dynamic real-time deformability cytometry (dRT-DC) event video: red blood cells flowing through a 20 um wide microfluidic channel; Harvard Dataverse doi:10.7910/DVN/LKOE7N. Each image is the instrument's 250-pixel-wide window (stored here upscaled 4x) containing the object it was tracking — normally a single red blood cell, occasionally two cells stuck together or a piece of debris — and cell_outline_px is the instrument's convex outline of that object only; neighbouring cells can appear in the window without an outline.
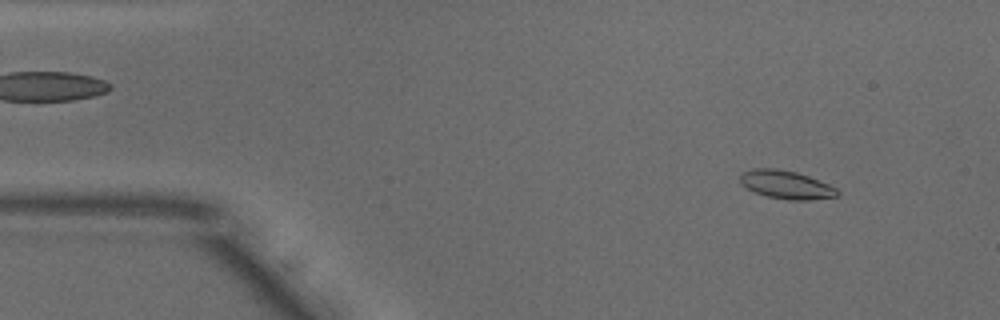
{"species": "common noctule bat (a hibernating species)", "species_latin": "Nyctalus noctula", "temperature_condition": "warm", "stored_images_in_passage": 50, "camera_frame_rate_fps": 3000, "um_per_image_px": 0.085, "animal": {"sex": "male", "body_mass_g": 18.8}, "frame": {"image": 1, "passage_image": 4, "time_ms": 1.0, "image_size_px": [1000, 320], "cell_outline_px": [[840, 192], [836, 196], [812, 200], [788, 200], [768, 196], [756, 192], [740, 184], [740, 172], [752, 168], [776, 168], [796, 172], [808, 176], [828, 184], [836, 188]], "centroid_in_image_um": [66.8, 15.69], "position_along_channel_um": 18.2, "area_um2": 16.01}}
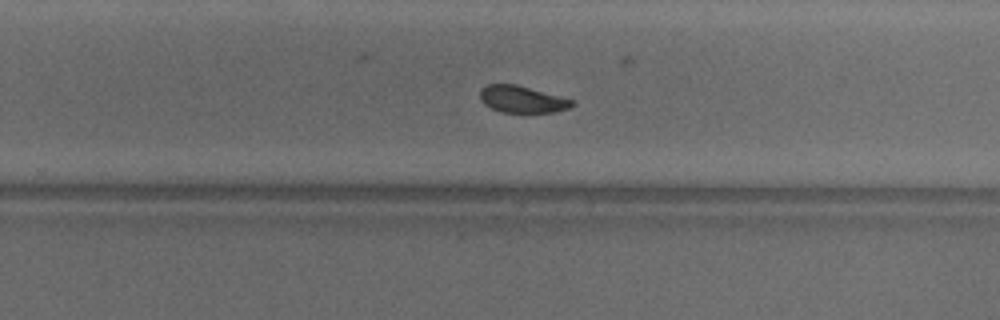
{"frame": {"image": 2, "passage_image": 31, "time_ms": 10.0, "image_size_px": [1000, 320], "cell_outline_px": [[576, 104], [568, 108], [552, 112], [500, 112], [484, 104], [480, 100], [480, 88], [488, 84], [516, 84], [572, 100]], "centroid_in_image_um": [44.32, 8.44], "position_along_channel_um": 285.5, "area_um2": 14.22}}
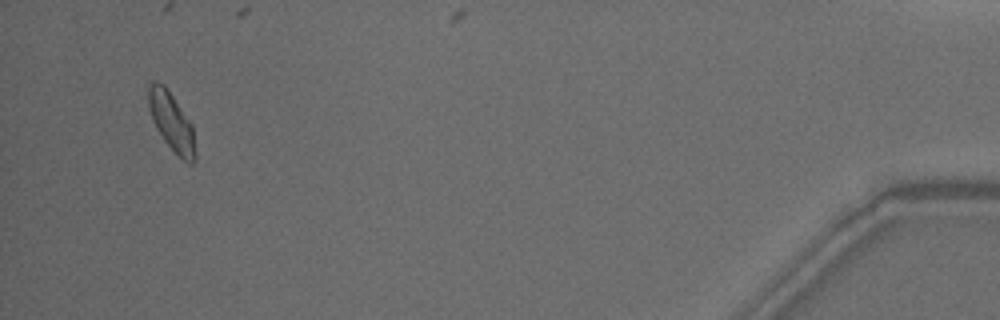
{"frame": {"image": 3, "passage_image": 48, "time_ms": 15.667, "image_size_px": [1000, 320], "cell_outline_px": [[196, 160], [192, 164], [188, 164], [164, 140], [156, 128], [152, 120], [148, 108], [148, 84], [156, 80], [164, 84], [192, 124], [196, 152]], "centroid_in_image_um": [14.57, 10.33], "position_along_channel_um": 420.6, "area_um2": 15.9}, "authors_computed_cell_mechanics": {"area_um2": 15.5771, "velocity_mm_per_s": 3.8607, "shape_relaxation_time_tau1_ms": 3.892, "shape_relaxation_time_tau2_ms": 3.6806, "deformation_change_tau1": 0.1302, "deformation_change_tau2": 0.0666}}